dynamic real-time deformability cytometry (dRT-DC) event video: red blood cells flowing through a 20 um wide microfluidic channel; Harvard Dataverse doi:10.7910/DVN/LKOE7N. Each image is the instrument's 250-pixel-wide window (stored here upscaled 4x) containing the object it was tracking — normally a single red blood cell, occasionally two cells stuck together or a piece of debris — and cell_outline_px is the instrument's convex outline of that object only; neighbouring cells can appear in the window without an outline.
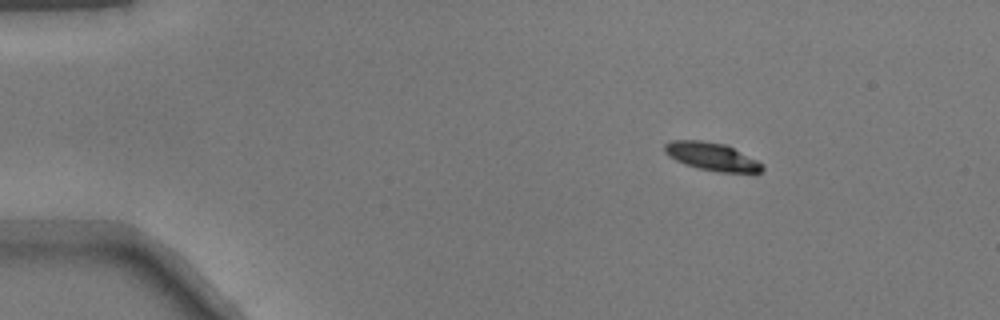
{"species": "common noctule bat (a hibernating species)", "species_latin": "Nyctalus noctula", "temperature_condition": "warm", "stored_images_in_passage": 45, "camera_frame_rate_fps": 3000, "um_per_image_px": 0.085, "animal": {"sex": "male", "body_mass_g": 17.9}, "frame": {"image": 1, "passage_image": 1, "time_ms": 0.0, "image_size_px": [1000, 320], "cell_outline_px": [[764, 168], [760, 172], [720, 172], [700, 168], [684, 164], [668, 156], [664, 152], [664, 144], [672, 140], [700, 140], [724, 144], [764, 164]], "centroid_in_image_um": [60.46, 13.3], "position_along_channel_um": 24.5, "area_um2": 15.66}}
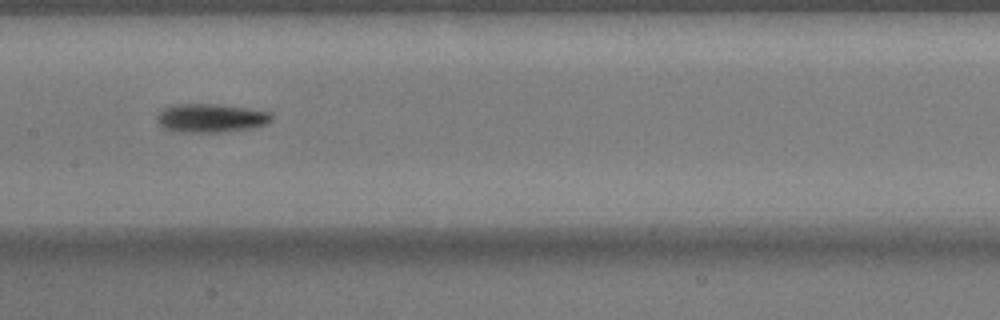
{"frame": {"image": 2, "passage_image": 20, "time_ms": 6.333, "image_size_px": [1000, 320], "cell_outline_px": [[272, 120], [264, 124], [248, 128], [220, 132], [196, 132], [168, 128], [160, 124], [156, 120], [156, 116], [164, 108], [172, 104], [216, 104], [272, 112]], "centroid_in_image_um": [17.94, 10.01], "position_along_channel_um": 189.5, "area_um2": 18.55}}
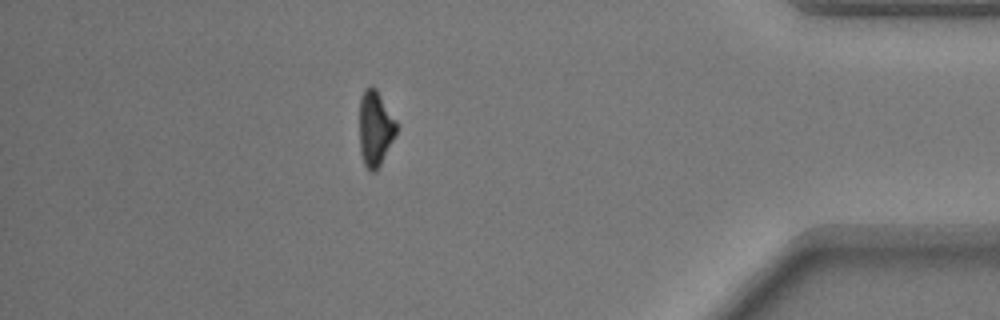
{"frame": {"image": 3, "passage_image": 39, "time_ms": 12.667, "image_size_px": [1000, 320], "cell_outline_px": [[396, 132], [376, 172], [372, 172], [364, 164], [360, 152], [360, 96], [364, 88], [376, 88], [396, 120]], "centroid_in_image_um": [31.87, 10.9], "position_along_channel_um": 403.3, "area_um2": 15.9}}